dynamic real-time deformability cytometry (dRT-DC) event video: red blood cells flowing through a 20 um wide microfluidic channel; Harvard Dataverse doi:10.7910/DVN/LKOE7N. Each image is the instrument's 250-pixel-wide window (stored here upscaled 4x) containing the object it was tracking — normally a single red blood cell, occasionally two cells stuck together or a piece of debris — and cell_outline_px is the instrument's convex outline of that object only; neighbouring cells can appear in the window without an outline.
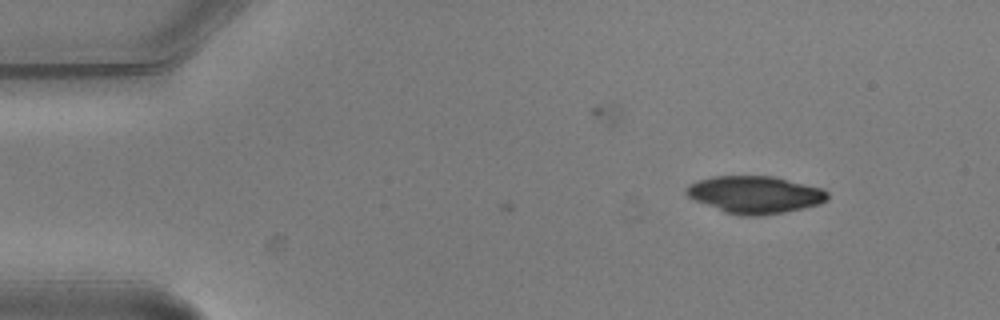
{"species": "common noctule bat (a hibernating species)", "species_latin": "Nyctalus noctula", "temperature_condition": "warm", "stored_images_in_passage": 4, "camera_frame_rate_fps": 3000, "um_per_image_px": 0.085, "animal": {"sex": "male", "body_mass_g": 20.5, "forearm_length_mm": 52.5}, "frame": {"image": 1, "passage_image": 1, "time_ms": 0.0, "image_size_px": [1000, 320], "cell_outline_px": [[828, 200], [820, 204], [784, 212], [760, 216], [744, 216], [724, 212], [692, 200], [684, 192], [684, 188], [688, 184], [696, 180], [712, 176], [776, 176], [824, 188], [828, 192]], "centroid_in_image_um": [64.15, 16.53], "position_along_channel_um": 20.9, "area_um2": 31.27}}